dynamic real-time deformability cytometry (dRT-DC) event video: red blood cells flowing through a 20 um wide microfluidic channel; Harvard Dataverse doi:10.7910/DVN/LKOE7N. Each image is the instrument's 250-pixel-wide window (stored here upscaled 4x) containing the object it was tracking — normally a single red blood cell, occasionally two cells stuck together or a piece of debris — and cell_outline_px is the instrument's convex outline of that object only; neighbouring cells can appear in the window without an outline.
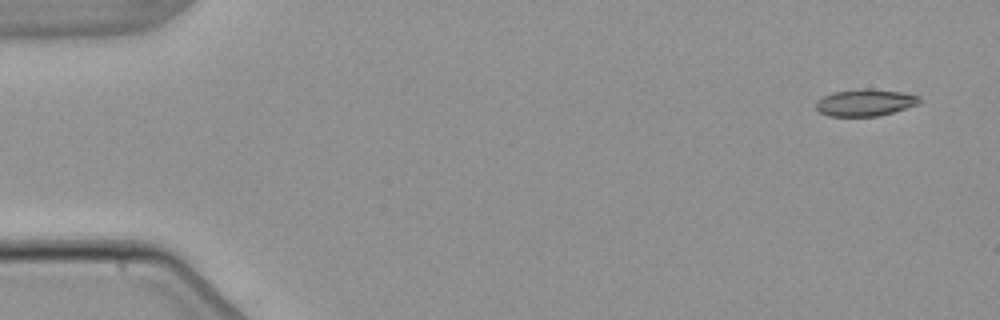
{"species": "common noctule bat (a hibernating species)", "species_latin": "Nyctalus noctula", "temperature_condition": "warm", "stored_images_in_passage": 4, "camera_frame_rate_fps": 3000, "um_per_image_px": 0.085, "animal": {"sex": "male", "body_mass_g": 21.5, "forearm_length_mm": 52.0}, "frame": {"image": 1, "passage_image": 1, "time_ms": 0.0, "image_size_px": [1000, 320], "cell_outline_px": [[924, 100], [920, 104], [892, 112], [876, 116], [828, 116], [820, 112], [816, 108], [816, 100], [832, 92], [864, 88], [900, 92], [920, 96]], "centroid_in_image_um": [73.55, 8.72], "position_along_channel_um": 11.4, "area_um2": 16.24}}
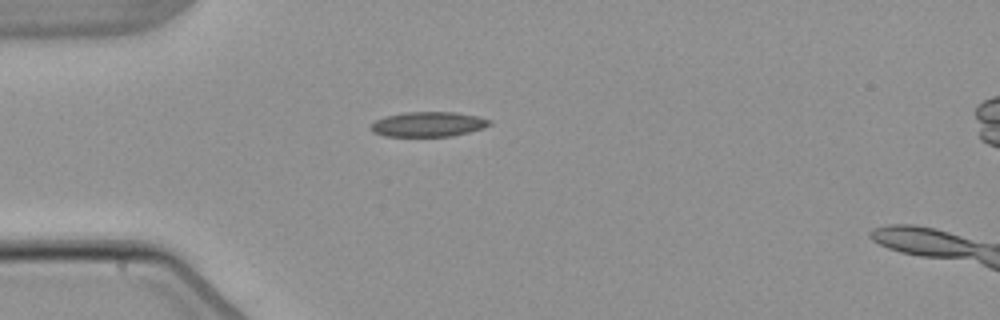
{"frame": {"image": 2, "passage_image": 4, "time_ms": 4.0, "image_size_px": [1000, 320], "cell_outline_px": [[492, 124], [484, 128], [452, 136], [384, 136], [372, 132], [368, 128], [376, 120], [384, 116], [404, 112], [456, 112], [476, 116], [492, 120]], "centroid_in_image_um": [36.38, 10.56], "position_along_channel_um": 48.6, "area_um2": 17.34}}